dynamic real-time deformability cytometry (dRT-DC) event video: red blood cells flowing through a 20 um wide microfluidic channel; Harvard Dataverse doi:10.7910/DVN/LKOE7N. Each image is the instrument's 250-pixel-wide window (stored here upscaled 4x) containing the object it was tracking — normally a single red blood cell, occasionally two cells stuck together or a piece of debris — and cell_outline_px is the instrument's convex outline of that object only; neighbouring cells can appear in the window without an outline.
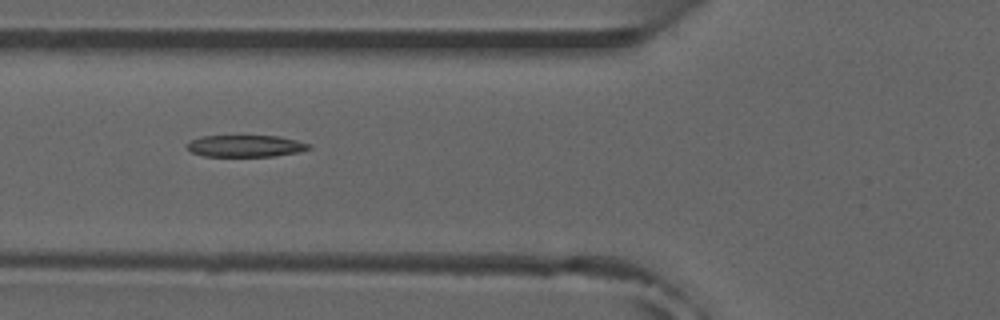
{"species": "common noctule bat (a hibernating species)", "species_latin": "Nyctalus noctula", "temperature_condition": "room temperature", "stored_images_in_passage": 47, "camera_frame_rate_fps": 3000, "um_per_image_px": 0.085, "animal": {"sex": "male", "forearm_length_mm": 52.5}, "frame": {"image": 1, "passage_image": 14, "time_ms": 4.333, "image_size_px": [1000, 320], "cell_outline_px": [[312, 148], [296, 152], [272, 156], [204, 156], [192, 152], [188, 148], [188, 144], [192, 140], [200, 136], [280, 136], [312, 144]], "centroid_in_image_um": [20.91, 12.4], "position_along_channel_um": 104.9, "area_um2": 15.32}, "authors_computed_cell_mechanics": {"area_um2": 16.1262, "velocity_mm_per_s": 3.9107, "shape_relaxation_time_tau1_ms": null, "shape_relaxation_time_tau2_ms": 3.5774, "deformation_change_tau1": null, "deformation_change_tau2": 0.1156}}